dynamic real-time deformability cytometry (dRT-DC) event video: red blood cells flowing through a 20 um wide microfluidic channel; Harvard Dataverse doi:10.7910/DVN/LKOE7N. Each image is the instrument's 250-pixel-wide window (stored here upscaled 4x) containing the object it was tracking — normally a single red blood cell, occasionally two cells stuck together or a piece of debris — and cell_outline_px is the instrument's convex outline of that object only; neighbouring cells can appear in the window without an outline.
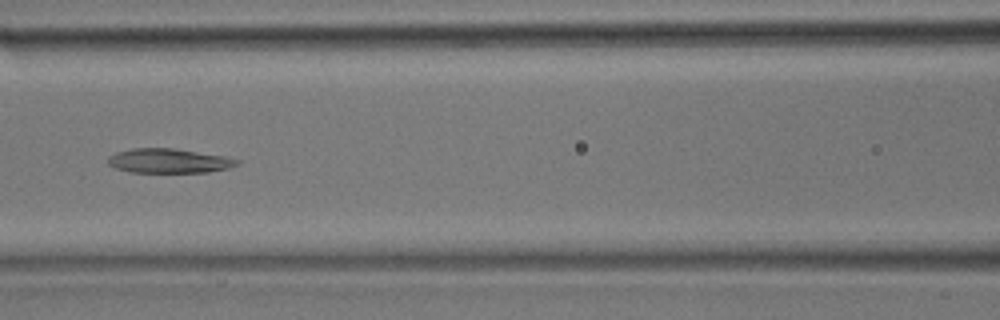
{"species": "common noctule bat (a hibernating species)", "species_latin": "Nyctalus noctula", "temperature_condition": "room temperature", "stored_images_in_passage": 36, "camera_frame_rate_fps": 3000, "um_per_image_px": 0.085, "animal": {"sex": "male", "body_mass_g": 17.9}, "frame": {"image": 1, "passage_image": 16, "time_ms": 5.0, "image_size_px": [1000, 320], "cell_outline_px": [[240, 164], [228, 168], [208, 172], [132, 172], [116, 168], [108, 164], [108, 156], [116, 152], [132, 148], [172, 148], [224, 156], [240, 160]], "centroid_in_image_um": [14.35, 13.67], "position_along_channel_um": 152.2, "area_um2": 18.26}}
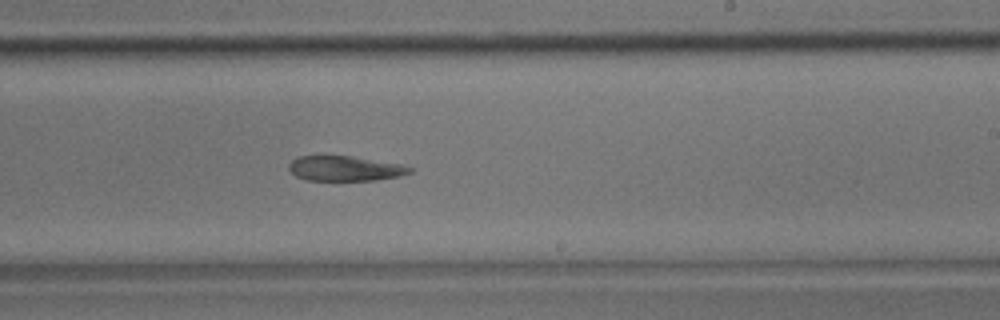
{"frame": {"image": 2, "passage_image": 22, "time_ms": 7.0, "image_size_px": [1000, 320], "cell_outline_px": [[412, 172], [400, 176], [376, 180], [308, 180], [296, 176], [288, 168], [288, 164], [296, 156], [352, 156], [400, 164], [412, 168]], "centroid_in_image_um": [29.31, 14.32], "position_along_channel_um": 259.7, "area_um2": 17.51}}
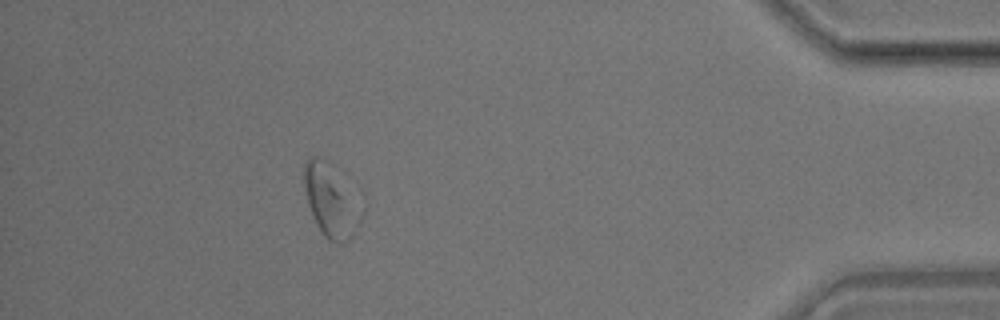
{"frame": {"image": 3, "passage_image": 33, "time_ms": 10.667, "image_size_px": [1000, 320], "cell_outline_px": [[352, 236], [344, 244], [336, 244], [328, 240], [324, 236], [316, 224], [312, 216], [308, 204], [304, 184], [304, 164], [312, 156], [320, 156], [328, 160], [332, 164], [352, 232]], "centroid_in_image_um": [27.73, 17.03], "position_along_channel_um": 407.5, "area_um2": 19.48}}